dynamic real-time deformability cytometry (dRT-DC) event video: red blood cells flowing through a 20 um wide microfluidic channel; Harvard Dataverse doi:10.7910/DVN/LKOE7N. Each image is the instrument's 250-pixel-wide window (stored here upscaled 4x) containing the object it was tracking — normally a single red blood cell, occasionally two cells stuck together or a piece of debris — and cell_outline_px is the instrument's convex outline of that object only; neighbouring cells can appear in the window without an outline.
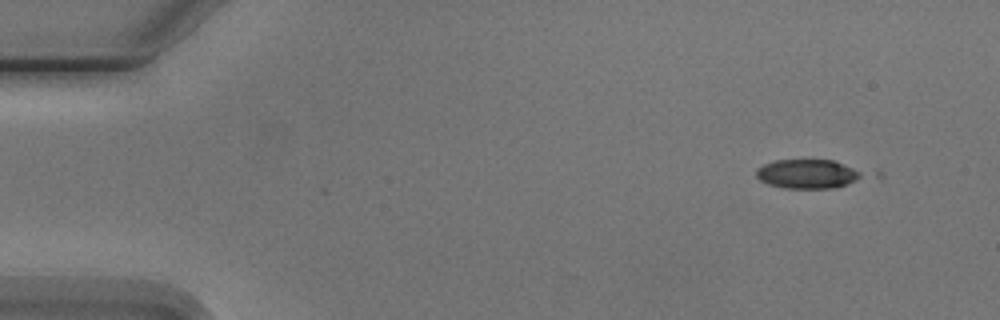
{"species": "Egyptian fruit bat (a non-hibernating species)", "species_latin": "Rousettus aegyptiacus", "temperature_condition": "cold", "stored_images_in_passage": 4, "camera_frame_rate_fps": 3000, "um_per_image_px": 0.085, "animal": {"sex": "male"}, "frame": {"image": 1, "passage_image": 1, "time_ms": 0.0, "image_size_px": [1000, 320], "cell_outline_px": [[884, 176], [832, 188], [784, 188], [768, 184], [760, 180], [756, 176], [756, 168], [764, 164], [776, 160], [832, 160], [880, 168], [884, 172]], "centroid_in_image_um": [69.26, 14.76], "position_along_channel_um": 15.7, "area_um2": 20.58}}